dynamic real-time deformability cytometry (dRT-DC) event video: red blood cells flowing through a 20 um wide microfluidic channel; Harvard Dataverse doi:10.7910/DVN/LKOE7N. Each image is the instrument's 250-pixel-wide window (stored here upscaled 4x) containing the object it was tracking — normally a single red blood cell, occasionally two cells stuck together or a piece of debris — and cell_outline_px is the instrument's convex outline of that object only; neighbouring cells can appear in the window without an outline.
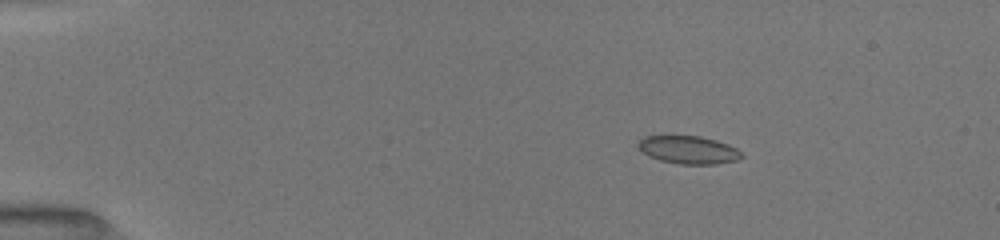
{"species": "common noctule bat (a hibernating species)", "species_latin": "Nyctalus noctula", "temperature_condition": "room temperature", "stored_images_in_passage": 44, "camera_frame_rate_fps": 3000, "um_per_image_px": 0.085, "animal": {"sex": "female", "body_mass_g": 19.5, "forearm_length_mm": 54.1}, "frame": {"image": 1, "passage_image": 1, "time_ms": 0.0, "image_size_px": [1000, 240], "cell_outline_px": [[744, 156], [736, 160], [716, 164], [680, 164], [660, 160], [648, 156], [636, 144], [644, 136], [700, 136], [716, 140], [728, 144], [736, 148]], "centroid_in_image_um": [58.52, 12.73], "position_along_channel_um": 26.5, "area_um2": 16.7}}
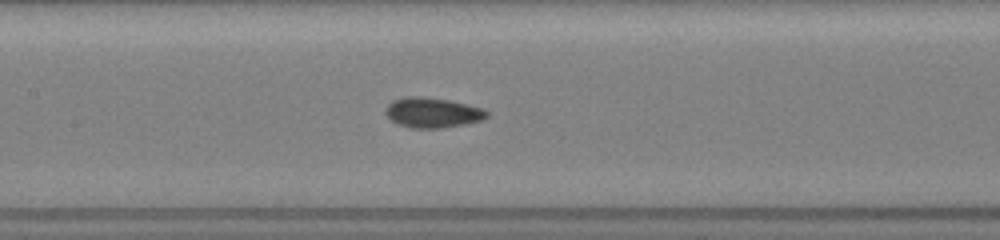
{"frame": {"image": 2, "passage_image": 18, "time_ms": 5.667, "image_size_px": [1000, 240], "cell_outline_px": [[488, 116], [480, 120], [464, 124], [440, 128], [408, 128], [396, 124], [384, 112], [388, 104], [392, 100], [404, 96], [420, 96], [448, 100], [484, 108], [488, 112]], "centroid_in_image_um": [36.72, 9.57], "position_along_channel_um": 170.7, "area_um2": 17.8}}
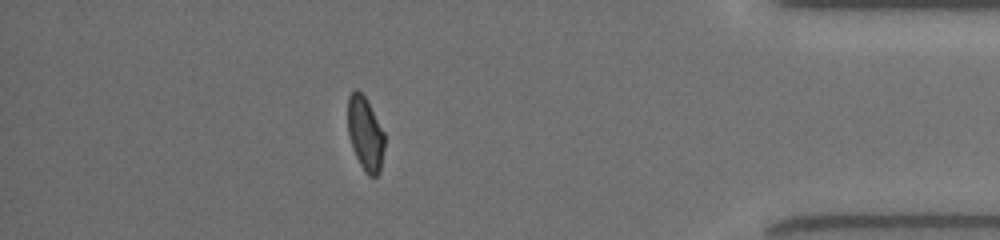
{"frame": {"image": 3, "passage_image": 38, "time_ms": 12.333, "image_size_px": [1000, 240], "cell_outline_px": [[384, 148], [380, 172], [376, 176], [368, 176], [360, 164], [352, 148], [348, 132], [348, 96], [356, 88], [364, 96], [384, 132]], "centroid_in_image_um": [31.04, 11.38], "position_along_channel_um": 404.2, "area_um2": 15.61}, "authors_computed_cell_mechanics": {"area_um2": 16.9354, "velocity_mm_per_s": 4.0399, "shape_relaxation_time_tau1_ms": 10.2761, "shape_relaxation_time_tau2_ms": 1.5573, "deformation_change_tau1": 0.1693, "deformation_change_tau2": 0.0487}}